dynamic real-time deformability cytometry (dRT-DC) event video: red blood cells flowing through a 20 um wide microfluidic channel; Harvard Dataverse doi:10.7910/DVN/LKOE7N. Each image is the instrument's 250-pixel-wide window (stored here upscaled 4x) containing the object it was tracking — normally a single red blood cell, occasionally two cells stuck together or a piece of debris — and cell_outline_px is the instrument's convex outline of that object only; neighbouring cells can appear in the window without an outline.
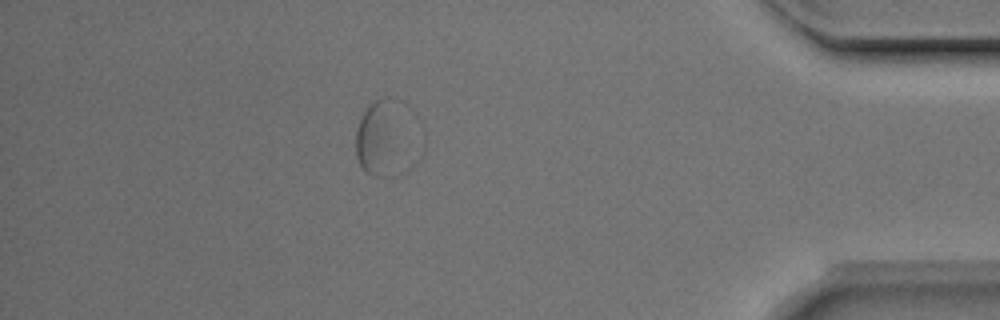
{"species": "Egyptian fruit bat (a non-hibernating species)", "species_latin": "Rousettus aegyptiacus", "temperature_condition": "room temperature", "stored_images_in_passage": 42, "segment_of_instrument_passage": [2, 2], "camera_frame_rate_fps": 3000, "um_per_image_px": 0.085, "animal": {"sex": "male"}, "frame": {"image": 1, "passage_image": 41, "time_ms": 13.333, "image_size_px": [1000, 320], "cell_outline_px": [[384, 148], [380, 176], [376, 176], [368, 172], [360, 164], [356, 156], [356, 132], [360, 116], [368, 104], [376, 100], [380, 100], [384, 128]], "centroid_in_image_um": [31.53, 11.78], "position_along_channel_um": 403.7, "area_um2": 12.14}}